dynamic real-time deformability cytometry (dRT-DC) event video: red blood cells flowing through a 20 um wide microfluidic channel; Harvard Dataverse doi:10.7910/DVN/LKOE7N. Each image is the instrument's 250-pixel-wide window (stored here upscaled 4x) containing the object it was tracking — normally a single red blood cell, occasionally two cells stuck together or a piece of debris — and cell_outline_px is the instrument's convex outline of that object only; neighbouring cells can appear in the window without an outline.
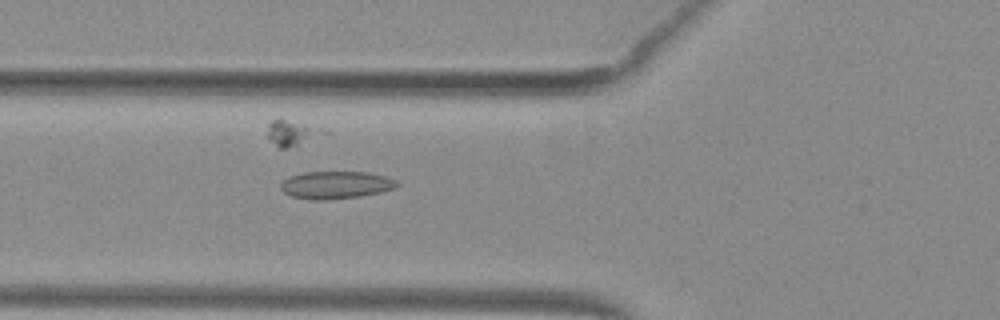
{"species": "common noctule bat (a hibernating species)", "species_latin": "Nyctalus noctula", "temperature_condition": "warm", "stored_images_in_passage": 37, "camera_frame_rate_fps": 3000, "um_per_image_px": 0.085, "animal": {"sex": "female", "body_mass_g": 29.2, "forearm_length_mm": 56.3}, "frame": {"image": 1, "passage_image": 5, "time_ms": 1.333, "image_size_px": [1000, 320], "cell_outline_px": [[400, 184], [396, 188], [380, 192], [360, 196], [320, 200], [312, 200], [292, 196], [284, 192], [280, 188], [280, 184], [288, 176], [304, 172], [364, 172], [384, 176], [396, 180]], "centroid_in_image_um": [28.53, 15.72], "position_along_channel_um": 97.3, "area_um2": 18.55}}
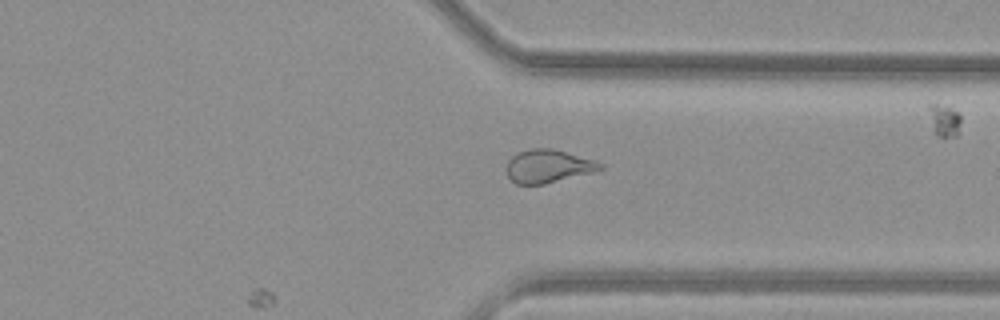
{"frame": {"image": 2, "passage_image": 25, "time_ms": 8.0, "image_size_px": [1000, 320], "cell_outline_px": [[604, 168], [592, 172], [544, 184], [516, 184], [508, 176], [504, 168], [508, 160], [516, 152], [532, 148], [552, 148], [596, 160], [604, 164]], "centroid_in_image_um": [46.57, 14.11], "position_along_channel_um": 364.8, "area_um2": 18.26}}
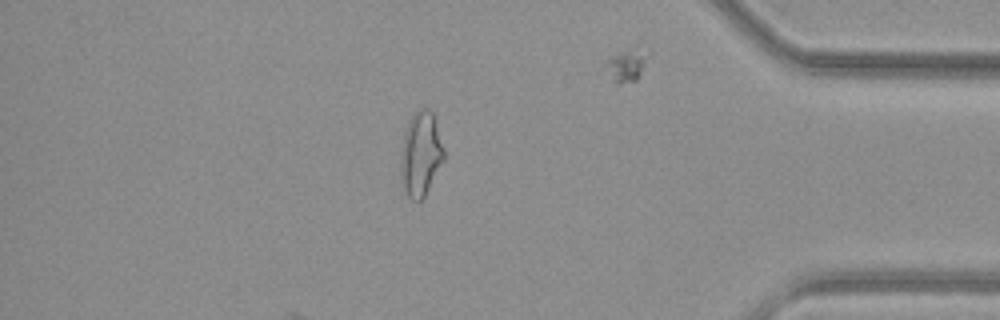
{"frame": {"image": 3, "passage_image": 30, "time_ms": 9.667, "image_size_px": [1000, 320], "cell_outline_px": [[444, 160], [424, 196], [420, 200], [412, 200], [408, 196], [404, 188], [400, 176], [400, 152], [404, 132], [412, 116], [420, 108], [428, 108], [432, 112], [444, 148]], "centroid_in_image_um": [35.75, 13.09], "position_along_channel_um": 399.5, "area_um2": 21.1}, "authors_computed_cell_mechanics": {"area_um2": 18.207, "velocity_mm_per_s": 4.0086, "shape_relaxation_time_tau1_ms": null, "shape_relaxation_time_tau2_ms": 1.1683, "deformation_change_tau1": null, "deformation_change_tau2": 0.0908}}